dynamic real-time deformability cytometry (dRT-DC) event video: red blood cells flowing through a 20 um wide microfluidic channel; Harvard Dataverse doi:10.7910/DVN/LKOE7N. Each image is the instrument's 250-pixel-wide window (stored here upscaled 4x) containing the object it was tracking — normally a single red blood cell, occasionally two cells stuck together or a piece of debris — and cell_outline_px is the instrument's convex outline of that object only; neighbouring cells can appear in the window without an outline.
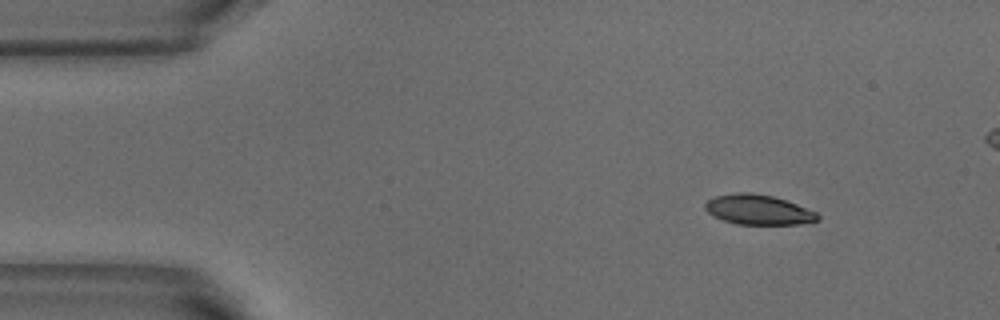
{"species": "common noctule bat (a hibernating species)", "species_latin": "Nyctalus noctula", "temperature_condition": "warm", "stored_images_in_passage": 44, "camera_frame_rate_fps": 3000, "um_per_image_px": 0.085, "animal": {"sex": "male", "body_mass_g": 18.8}, "frame": {"image": 1, "passage_image": 1, "time_ms": 0.0, "image_size_px": [1000, 320], "cell_outline_px": [[820, 220], [800, 224], [736, 224], [712, 216], [704, 208], [704, 204], [708, 200], [716, 196], [736, 192], [752, 192], [772, 196], [796, 204], [816, 212], [820, 216]], "centroid_in_image_um": [64.44, 17.82], "position_along_channel_um": 20.6, "area_um2": 19.59}}
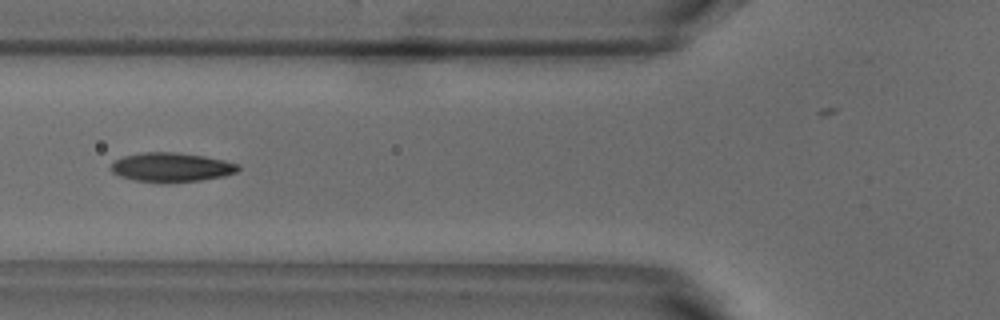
{"frame": {"image": 2, "passage_image": 14, "time_ms": 4.333, "image_size_px": [1000, 320], "cell_outline_px": [[240, 168], [236, 172], [224, 176], [200, 180], [132, 180], [120, 176], [112, 172], [108, 168], [116, 160], [124, 156], [144, 152], [176, 152], [204, 156], [224, 160], [240, 164]], "centroid_in_image_um": [14.58, 14.18], "position_along_channel_um": 111.2, "area_um2": 20.98}}
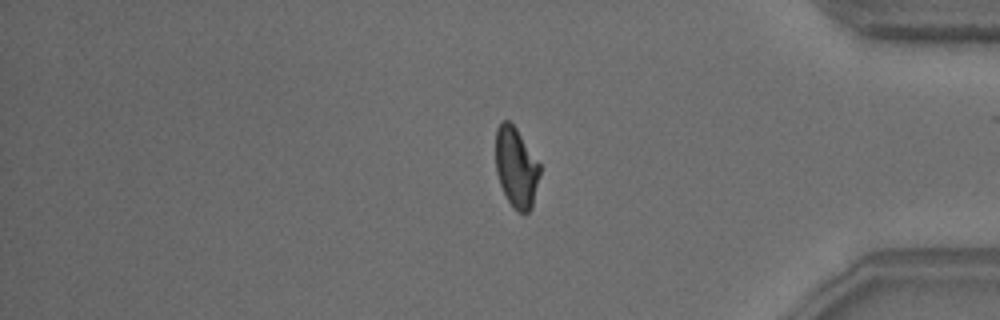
{"frame": {"image": 3, "passage_image": 38, "time_ms": 12.333, "image_size_px": [1000, 320], "cell_outline_px": [[540, 176], [532, 208], [528, 212], [520, 212], [508, 200], [500, 184], [496, 172], [496, 128], [504, 120], [508, 120], [516, 128], [540, 164]], "centroid_in_image_um": [43.88, 14.22], "position_along_channel_um": 391.3, "area_um2": 20.4}, "authors_computed_cell_mechanics": {"area_um2": 21.1548, "velocity_mm_per_s": 3.8284, "shape_relaxation_time_tau1_ms": 3.95, "shape_relaxation_time_tau2_ms": 1.5569, "deformation_change_tau1": 0.1565, "deformation_change_tau2": 0.0743}}